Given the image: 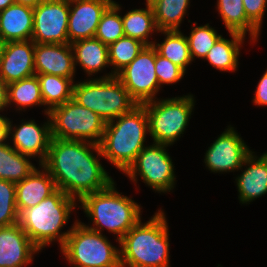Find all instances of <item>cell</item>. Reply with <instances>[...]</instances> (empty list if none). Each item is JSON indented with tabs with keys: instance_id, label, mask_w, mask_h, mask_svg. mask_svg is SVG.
I'll return each mask as SVG.
<instances>
[{
	"instance_id": "34",
	"label": "cell",
	"mask_w": 267,
	"mask_h": 267,
	"mask_svg": "<svg viewBox=\"0 0 267 267\" xmlns=\"http://www.w3.org/2000/svg\"><path fill=\"white\" fill-rule=\"evenodd\" d=\"M18 216L15 183L0 179V227L18 223Z\"/></svg>"
},
{
	"instance_id": "7",
	"label": "cell",
	"mask_w": 267,
	"mask_h": 267,
	"mask_svg": "<svg viewBox=\"0 0 267 267\" xmlns=\"http://www.w3.org/2000/svg\"><path fill=\"white\" fill-rule=\"evenodd\" d=\"M74 267H121L120 248L113 246L105 235L74 222L64 245L60 248Z\"/></svg>"
},
{
	"instance_id": "45",
	"label": "cell",
	"mask_w": 267,
	"mask_h": 267,
	"mask_svg": "<svg viewBox=\"0 0 267 267\" xmlns=\"http://www.w3.org/2000/svg\"><path fill=\"white\" fill-rule=\"evenodd\" d=\"M1 26H2V20H1V11H0V38H1Z\"/></svg>"
},
{
	"instance_id": "36",
	"label": "cell",
	"mask_w": 267,
	"mask_h": 267,
	"mask_svg": "<svg viewBox=\"0 0 267 267\" xmlns=\"http://www.w3.org/2000/svg\"><path fill=\"white\" fill-rule=\"evenodd\" d=\"M247 18L260 30L267 0H242Z\"/></svg>"
},
{
	"instance_id": "28",
	"label": "cell",
	"mask_w": 267,
	"mask_h": 267,
	"mask_svg": "<svg viewBox=\"0 0 267 267\" xmlns=\"http://www.w3.org/2000/svg\"><path fill=\"white\" fill-rule=\"evenodd\" d=\"M31 157L19 153L10 143L0 146V179L17 183L25 179L36 166Z\"/></svg>"
},
{
	"instance_id": "35",
	"label": "cell",
	"mask_w": 267,
	"mask_h": 267,
	"mask_svg": "<svg viewBox=\"0 0 267 267\" xmlns=\"http://www.w3.org/2000/svg\"><path fill=\"white\" fill-rule=\"evenodd\" d=\"M155 71L160 88L163 84H174L180 81L185 71L167 58L159 55L155 49Z\"/></svg>"
},
{
	"instance_id": "25",
	"label": "cell",
	"mask_w": 267,
	"mask_h": 267,
	"mask_svg": "<svg viewBox=\"0 0 267 267\" xmlns=\"http://www.w3.org/2000/svg\"><path fill=\"white\" fill-rule=\"evenodd\" d=\"M40 84L41 97L44 102L45 114L73 98V78L51 74H35Z\"/></svg>"
},
{
	"instance_id": "40",
	"label": "cell",
	"mask_w": 267,
	"mask_h": 267,
	"mask_svg": "<svg viewBox=\"0 0 267 267\" xmlns=\"http://www.w3.org/2000/svg\"><path fill=\"white\" fill-rule=\"evenodd\" d=\"M45 0H15L16 4H21L24 6H28L31 8H36L40 3L44 2Z\"/></svg>"
},
{
	"instance_id": "37",
	"label": "cell",
	"mask_w": 267,
	"mask_h": 267,
	"mask_svg": "<svg viewBox=\"0 0 267 267\" xmlns=\"http://www.w3.org/2000/svg\"><path fill=\"white\" fill-rule=\"evenodd\" d=\"M254 95L252 101L255 105L267 106V69L260 78Z\"/></svg>"
},
{
	"instance_id": "20",
	"label": "cell",
	"mask_w": 267,
	"mask_h": 267,
	"mask_svg": "<svg viewBox=\"0 0 267 267\" xmlns=\"http://www.w3.org/2000/svg\"><path fill=\"white\" fill-rule=\"evenodd\" d=\"M35 168L25 179L15 183L16 207L20 213L26 208H31L49 197L56 190V184L49 172L40 165Z\"/></svg>"
},
{
	"instance_id": "4",
	"label": "cell",
	"mask_w": 267,
	"mask_h": 267,
	"mask_svg": "<svg viewBox=\"0 0 267 267\" xmlns=\"http://www.w3.org/2000/svg\"><path fill=\"white\" fill-rule=\"evenodd\" d=\"M76 202V199L57 189L36 206L22 210L18 224L40 250L54 241L59 242L61 248L72 228L66 232H61V229L69 221Z\"/></svg>"
},
{
	"instance_id": "6",
	"label": "cell",
	"mask_w": 267,
	"mask_h": 267,
	"mask_svg": "<svg viewBox=\"0 0 267 267\" xmlns=\"http://www.w3.org/2000/svg\"><path fill=\"white\" fill-rule=\"evenodd\" d=\"M73 99L106 122L130 112L138 105L116 76L92 78L75 83Z\"/></svg>"
},
{
	"instance_id": "3",
	"label": "cell",
	"mask_w": 267,
	"mask_h": 267,
	"mask_svg": "<svg viewBox=\"0 0 267 267\" xmlns=\"http://www.w3.org/2000/svg\"><path fill=\"white\" fill-rule=\"evenodd\" d=\"M148 132V117L143 105L106 122L99 144L103 158L124 173L145 147Z\"/></svg>"
},
{
	"instance_id": "41",
	"label": "cell",
	"mask_w": 267,
	"mask_h": 267,
	"mask_svg": "<svg viewBox=\"0 0 267 267\" xmlns=\"http://www.w3.org/2000/svg\"><path fill=\"white\" fill-rule=\"evenodd\" d=\"M12 4H15V0H0V11L5 10Z\"/></svg>"
},
{
	"instance_id": "30",
	"label": "cell",
	"mask_w": 267,
	"mask_h": 267,
	"mask_svg": "<svg viewBox=\"0 0 267 267\" xmlns=\"http://www.w3.org/2000/svg\"><path fill=\"white\" fill-rule=\"evenodd\" d=\"M141 41L123 36L108 46L109 63L113 71L99 78L116 76L122 69L129 65L138 54L145 48Z\"/></svg>"
},
{
	"instance_id": "23",
	"label": "cell",
	"mask_w": 267,
	"mask_h": 267,
	"mask_svg": "<svg viewBox=\"0 0 267 267\" xmlns=\"http://www.w3.org/2000/svg\"><path fill=\"white\" fill-rule=\"evenodd\" d=\"M229 34L232 39H225L221 36L204 58L216 70L223 72L237 70L240 48L246 37L236 32H229Z\"/></svg>"
},
{
	"instance_id": "42",
	"label": "cell",
	"mask_w": 267,
	"mask_h": 267,
	"mask_svg": "<svg viewBox=\"0 0 267 267\" xmlns=\"http://www.w3.org/2000/svg\"><path fill=\"white\" fill-rule=\"evenodd\" d=\"M99 1L105 2L109 6H118L119 5L117 2H115L113 0H99Z\"/></svg>"
},
{
	"instance_id": "31",
	"label": "cell",
	"mask_w": 267,
	"mask_h": 267,
	"mask_svg": "<svg viewBox=\"0 0 267 267\" xmlns=\"http://www.w3.org/2000/svg\"><path fill=\"white\" fill-rule=\"evenodd\" d=\"M190 0H160L152 6L157 29L179 30Z\"/></svg>"
},
{
	"instance_id": "38",
	"label": "cell",
	"mask_w": 267,
	"mask_h": 267,
	"mask_svg": "<svg viewBox=\"0 0 267 267\" xmlns=\"http://www.w3.org/2000/svg\"><path fill=\"white\" fill-rule=\"evenodd\" d=\"M10 119L0 114V146L8 144ZM7 142V143H6Z\"/></svg>"
},
{
	"instance_id": "32",
	"label": "cell",
	"mask_w": 267,
	"mask_h": 267,
	"mask_svg": "<svg viewBox=\"0 0 267 267\" xmlns=\"http://www.w3.org/2000/svg\"><path fill=\"white\" fill-rule=\"evenodd\" d=\"M120 10V5L109 6L97 26L94 37L107 46L125 36Z\"/></svg>"
},
{
	"instance_id": "10",
	"label": "cell",
	"mask_w": 267,
	"mask_h": 267,
	"mask_svg": "<svg viewBox=\"0 0 267 267\" xmlns=\"http://www.w3.org/2000/svg\"><path fill=\"white\" fill-rule=\"evenodd\" d=\"M168 146L170 145L154 142L145 146L124 174L135 183L139 175L155 192H170L175 187L176 176L175 166L166 150Z\"/></svg>"
},
{
	"instance_id": "1",
	"label": "cell",
	"mask_w": 267,
	"mask_h": 267,
	"mask_svg": "<svg viewBox=\"0 0 267 267\" xmlns=\"http://www.w3.org/2000/svg\"><path fill=\"white\" fill-rule=\"evenodd\" d=\"M99 157L103 156L98 144L52 138L42 166L54 179L57 189L79 202L85 195L104 190L114 181Z\"/></svg>"
},
{
	"instance_id": "12",
	"label": "cell",
	"mask_w": 267,
	"mask_h": 267,
	"mask_svg": "<svg viewBox=\"0 0 267 267\" xmlns=\"http://www.w3.org/2000/svg\"><path fill=\"white\" fill-rule=\"evenodd\" d=\"M69 0H45L33 11L35 44L68 43Z\"/></svg>"
},
{
	"instance_id": "17",
	"label": "cell",
	"mask_w": 267,
	"mask_h": 267,
	"mask_svg": "<svg viewBox=\"0 0 267 267\" xmlns=\"http://www.w3.org/2000/svg\"><path fill=\"white\" fill-rule=\"evenodd\" d=\"M38 251L41 250L18 223L0 227V267L26 266Z\"/></svg>"
},
{
	"instance_id": "19",
	"label": "cell",
	"mask_w": 267,
	"mask_h": 267,
	"mask_svg": "<svg viewBox=\"0 0 267 267\" xmlns=\"http://www.w3.org/2000/svg\"><path fill=\"white\" fill-rule=\"evenodd\" d=\"M251 152L244 160L242 174L236 177V186L239 193V201L242 204L267 194V152L260 157Z\"/></svg>"
},
{
	"instance_id": "5",
	"label": "cell",
	"mask_w": 267,
	"mask_h": 267,
	"mask_svg": "<svg viewBox=\"0 0 267 267\" xmlns=\"http://www.w3.org/2000/svg\"><path fill=\"white\" fill-rule=\"evenodd\" d=\"M115 186L113 181L106 189L85 195L79 203L86 217L93 222V226L82 223L85 227L99 233L108 230L117 236L116 241L120 243L141 219L142 208L132 198L119 193Z\"/></svg>"
},
{
	"instance_id": "21",
	"label": "cell",
	"mask_w": 267,
	"mask_h": 267,
	"mask_svg": "<svg viewBox=\"0 0 267 267\" xmlns=\"http://www.w3.org/2000/svg\"><path fill=\"white\" fill-rule=\"evenodd\" d=\"M34 8L12 4L1 11V39L7 42L31 40Z\"/></svg>"
},
{
	"instance_id": "11",
	"label": "cell",
	"mask_w": 267,
	"mask_h": 267,
	"mask_svg": "<svg viewBox=\"0 0 267 267\" xmlns=\"http://www.w3.org/2000/svg\"><path fill=\"white\" fill-rule=\"evenodd\" d=\"M116 77L138 105L157 99L155 96L159 92L160 86L155 71V48L145 46Z\"/></svg>"
},
{
	"instance_id": "16",
	"label": "cell",
	"mask_w": 267,
	"mask_h": 267,
	"mask_svg": "<svg viewBox=\"0 0 267 267\" xmlns=\"http://www.w3.org/2000/svg\"><path fill=\"white\" fill-rule=\"evenodd\" d=\"M34 50L32 40L5 43L0 59V77L10 84L34 76Z\"/></svg>"
},
{
	"instance_id": "26",
	"label": "cell",
	"mask_w": 267,
	"mask_h": 267,
	"mask_svg": "<svg viewBox=\"0 0 267 267\" xmlns=\"http://www.w3.org/2000/svg\"><path fill=\"white\" fill-rule=\"evenodd\" d=\"M121 17L125 36L137 39L146 46L153 45L154 42L149 41L148 38L159 30L154 20L152 7L146 5L145 9H132Z\"/></svg>"
},
{
	"instance_id": "43",
	"label": "cell",
	"mask_w": 267,
	"mask_h": 267,
	"mask_svg": "<svg viewBox=\"0 0 267 267\" xmlns=\"http://www.w3.org/2000/svg\"><path fill=\"white\" fill-rule=\"evenodd\" d=\"M160 0H146V5L152 7L155 3L159 2Z\"/></svg>"
},
{
	"instance_id": "33",
	"label": "cell",
	"mask_w": 267,
	"mask_h": 267,
	"mask_svg": "<svg viewBox=\"0 0 267 267\" xmlns=\"http://www.w3.org/2000/svg\"><path fill=\"white\" fill-rule=\"evenodd\" d=\"M194 22L191 26V32L189 36H186L189 43V50L192 60L201 58L204 60L207 53L214 46L217 40L221 37L217 31L210 27L209 23L202 26H195Z\"/></svg>"
},
{
	"instance_id": "22",
	"label": "cell",
	"mask_w": 267,
	"mask_h": 267,
	"mask_svg": "<svg viewBox=\"0 0 267 267\" xmlns=\"http://www.w3.org/2000/svg\"><path fill=\"white\" fill-rule=\"evenodd\" d=\"M71 47L75 68L79 64L88 77L110 66L108 46L95 37L77 40Z\"/></svg>"
},
{
	"instance_id": "44",
	"label": "cell",
	"mask_w": 267,
	"mask_h": 267,
	"mask_svg": "<svg viewBox=\"0 0 267 267\" xmlns=\"http://www.w3.org/2000/svg\"><path fill=\"white\" fill-rule=\"evenodd\" d=\"M4 45H5V42L0 38V59L2 57Z\"/></svg>"
},
{
	"instance_id": "15",
	"label": "cell",
	"mask_w": 267,
	"mask_h": 267,
	"mask_svg": "<svg viewBox=\"0 0 267 267\" xmlns=\"http://www.w3.org/2000/svg\"><path fill=\"white\" fill-rule=\"evenodd\" d=\"M108 7L99 0H69L68 43L93 38Z\"/></svg>"
},
{
	"instance_id": "29",
	"label": "cell",
	"mask_w": 267,
	"mask_h": 267,
	"mask_svg": "<svg viewBox=\"0 0 267 267\" xmlns=\"http://www.w3.org/2000/svg\"><path fill=\"white\" fill-rule=\"evenodd\" d=\"M13 103L19 111L26 109V107L44 106L40 84L36 75L8 84L7 107Z\"/></svg>"
},
{
	"instance_id": "8",
	"label": "cell",
	"mask_w": 267,
	"mask_h": 267,
	"mask_svg": "<svg viewBox=\"0 0 267 267\" xmlns=\"http://www.w3.org/2000/svg\"><path fill=\"white\" fill-rule=\"evenodd\" d=\"M157 100L142 104L148 117L149 135L154 143L171 146L184 134L195 100L191 94Z\"/></svg>"
},
{
	"instance_id": "13",
	"label": "cell",
	"mask_w": 267,
	"mask_h": 267,
	"mask_svg": "<svg viewBox=\"0 0 267 267\" xmlns=\"http://www.w3.org/2000/svg\"><path fill=\"white\" fill-rule=\"evenodd\" d=\"M252 151L231 125L213 142L205 153V165L215 173L241 170Z\"/></svg>"
},
{
	"instance_id": "39",
	"label": "cell",
	"mask_w": 267,
	"mask_h": 267,
	"mask_svg": "<svg viewBox=\"0 0 267 267\" xmlns=\"http://www.w3.org/2000/svg\"><path fill=\"white\" fill-rule=\"evenodd\" d=\"M8 103V84L0 77V111L7 107Z\"/></svg>"
},
{
	"instance_id": "9",
	"label": "cell",
	"mask_w": 267,
	"mask_h": 267,
	"mask_svg": "<svg viewBox=\"0 0 267 267\" xmlns=\"http://www.w3.org/2000/svg\"><path fill=\"white\" fill-rule=\"evenodd\" d=\"M52 138L100 144L106 121L73 98L49 112Z\"/></svg>"
},
{
	"instance_id": "24",
	"label": "cell",
	"mask_w": 267,
	"mask_h": 267,
	"mask_svg": "<svg viewBox=\"0 0 267 267\" xmlns=\"http://www.w3.org/2000/svg\"><path fill=\"white\" fill-rule=\"evenodd\" d=\"M216 8L228 32H249L250 41H257L261 31L247 18L242 0H217Z\"/></svg>"
},
{
	"instance_id": "14",
	"label": "cell",
	"mask_w": 267,
	"mask_h": 267,
	"mask_svg": "<svg viewBox=\"0 0 267 267\" xmlns=\"http://www.w3.org/2000/svg\"><path fill=\"white\" fill-rule=\"evenodd\" d=\"M47 116L49 120L41 126L37 125L35 120L22 119L21 124L17 126H13L9 121L8 139H12V147L31 158L38 156L39 166L45 162L52 140L51 120L49 114Z\"/></svg>"
},
{
	"instance_id": "27",
	"label": "cell",
	"mask_w": 267,
	"mask_h": 267,
	"mask_svg": "<svg viewBox=\"0 0 267 267\" xmlns=\"http://www.w3.org/2000/svg\"><path fill=\"white\" fill-rule=\"evenodd\" d=\"M166 37L163 42L153 43L157 53L167 58L186 72V68L193 61L188 39L180 30H160Z\"/></svg>"
},
{
	"instance_id": "2",
	"label": "cell",
	"mask_w": 267,
	"mask_h": 267,
	"mask_svg": "<svg viewBox=\"0 0 267 267\" xmlns=\"http://www.w3.org/2000/svg\"><path fill=\"white\" fill-rule=\"evenodd\" d=\"M121 267H170L169 231L160 209L149 221L141 219L120 240Z\"/></svg>"
},
{
	"instance_id": "18",
	"label": "cell",
	"mask_w": 267,
	"mask_h": 267,
	"mask_svg": "<svg viewBox=\"0 0 267 267\" xmlns=\"http://www.w3.org/2000/svg\"><path fill=\"white\" fill-rule=\"evenodd\" d=\"M35 74L73 78L76 72L71 44H35Z\"/></svg>"
}]
</instances>
